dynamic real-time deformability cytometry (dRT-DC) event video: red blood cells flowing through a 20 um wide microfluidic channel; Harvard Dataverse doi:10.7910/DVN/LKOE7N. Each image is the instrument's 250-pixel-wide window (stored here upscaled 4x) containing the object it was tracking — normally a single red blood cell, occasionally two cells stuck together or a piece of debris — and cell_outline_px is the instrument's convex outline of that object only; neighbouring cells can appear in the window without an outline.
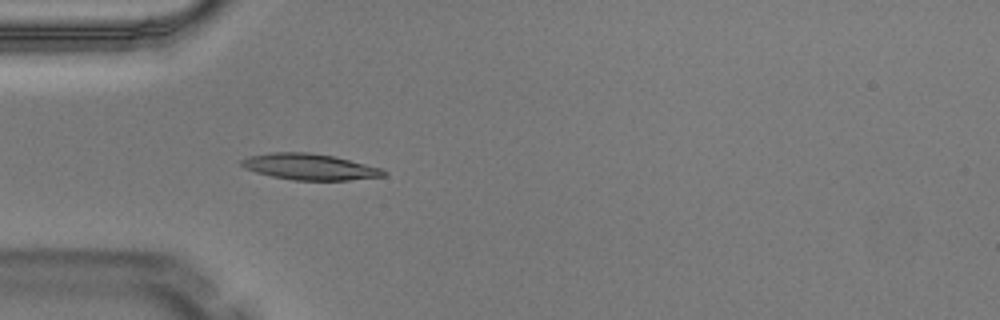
{"species": "Egyptian fruit bat (a non-hibernating species)", "species_latin": "Rousettus aegyptiacus", "temperature_condition": "warm", "stored_images_in_passage": 2, "camera_frame_rate_fps": 3000, "um_per_image_px": 0.085, "animal": {"sex": "male"}, "frame": {"image": 1, "passage_image": 2, "time_ms": 0.333, "image_size_px": [1000, 320], "cell_outline_px": [[388, 172], [384, 176], [348, 180], [292, 180], [272, 176], [256, 172], [244, 168], [240, 164], [240, 160], [248, 156], [272, 152], [308, 152], [332, 156], [380, 168]], "centroid_in_image_um": [26.27, 14.18], "position_along_channel_um": 58.7, "area_um2": 21.44}}